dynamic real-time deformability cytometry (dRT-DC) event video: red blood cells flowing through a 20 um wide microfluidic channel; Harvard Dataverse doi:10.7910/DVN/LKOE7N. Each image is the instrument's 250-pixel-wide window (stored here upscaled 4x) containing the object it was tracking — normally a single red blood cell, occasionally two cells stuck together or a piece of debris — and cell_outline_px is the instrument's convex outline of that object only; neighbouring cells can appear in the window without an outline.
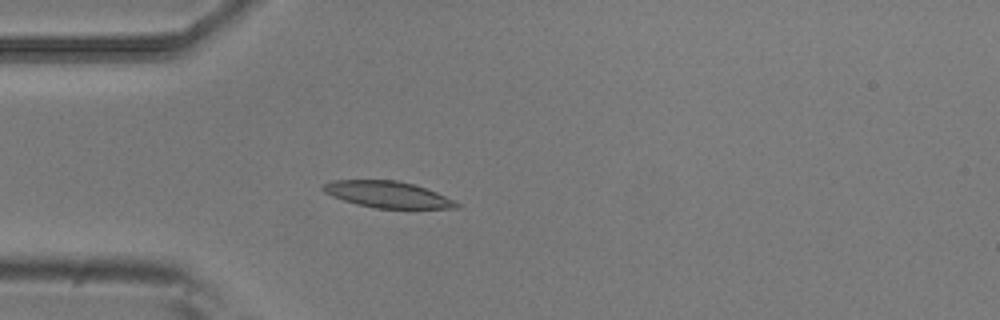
{"species": "common noctule bat (a hibernating species)", "species_latin": "Nyctalus noctula", "temperature_condition": "room temperature", "stored_images_in_passage": 4, "camera_frame_rate_fps": 3000, "um_per_image_px": 0.085, "animal": {"sex": "male", "body_mass_g": 20.5, "forearm_length_mm": 52.5}, "frame": {"image": 1, "passage_image": 4, "time_ms": 1.0, "image_size_px": [1000, 320], "cell_outline_px": [[464, 204], [460, 208], [376, 208], [356, 204], [332, 196], [324, 192], [320, 188], [324, 184], [332, 180], [396, 180], [412, 184], [436, 192]], "centroid_in_image_um": [32.97, 16.53], "position_along_channel_um": 52.0, "area_um2": 20.52}}